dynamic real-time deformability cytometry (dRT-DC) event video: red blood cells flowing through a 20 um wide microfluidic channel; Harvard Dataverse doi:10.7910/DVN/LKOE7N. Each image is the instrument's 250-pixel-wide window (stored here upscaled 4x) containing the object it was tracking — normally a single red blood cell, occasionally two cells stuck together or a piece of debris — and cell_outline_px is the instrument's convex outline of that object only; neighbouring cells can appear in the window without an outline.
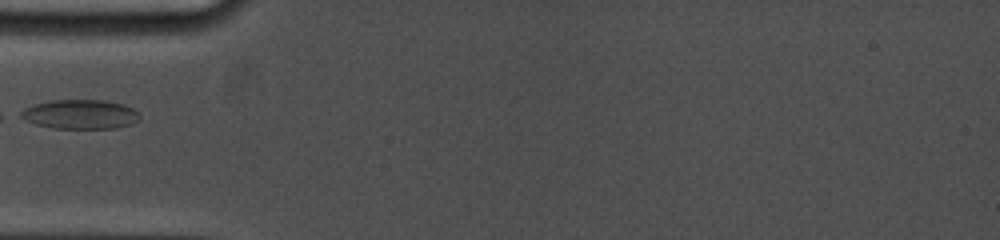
{"species": "common noctule bat (a hibernating species)", "species_latin": "Nyctalus noctula", "temperature_condition": "cold", "stored_images_in_passage": 17, "camera_frame_rate_fps": 5000, "um_per_image_px": 0.085, "animal": {"sex": "female", "body_mass_g": 19.0, "forearm_length_mm": 53.3}, "frame": {"image": 1, "passage_image": 1, "time_ms": 0.0, "image_size_px": [1000, 240], "cell_outline_px": [[140, 120], [132, 124], [116, 128], [52, 128], [36, 124], [24, 120], [16, 116], [16, 112], [24, 108], [36, 104], [52, 100], [104, 100], [124, 104], [132, 108], [140, 116]], "centroid_in_image_um": [6.77, 9.72], "position_along_channel_um": 78.2, "area_um2": 20.52}}